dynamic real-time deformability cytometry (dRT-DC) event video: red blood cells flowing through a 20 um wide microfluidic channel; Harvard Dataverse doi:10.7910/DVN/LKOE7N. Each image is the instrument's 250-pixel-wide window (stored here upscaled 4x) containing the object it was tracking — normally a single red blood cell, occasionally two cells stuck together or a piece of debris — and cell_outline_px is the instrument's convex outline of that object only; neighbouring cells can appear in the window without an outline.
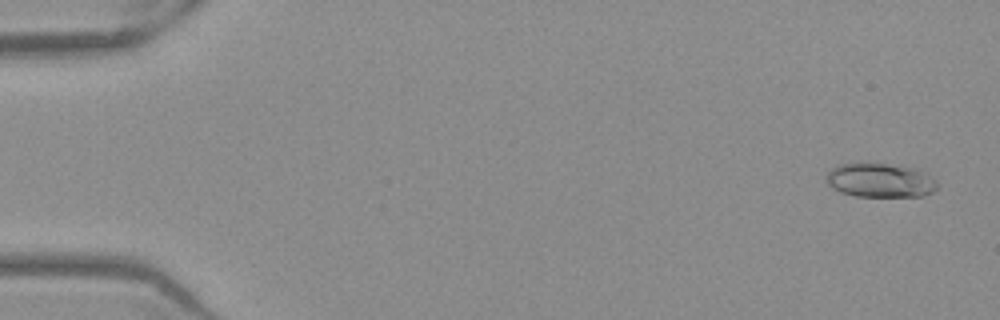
{"species": "Egyptian fruit bat (a non-hibernating species)", "species_latin": "Rousettus aegyptiacus", "temperature_condition": "warm", "stored_images_in_passage": 52, "camera_frame_rate_fps": 3000, "um_per_image_px": 0.085, "frame": {"image": 1, "passage_image": 2, "time_ms": 0.333, "image_size_px": [1000, 320], "cell_outline_px": [[936, 188], [932, 192], [924, 196], [856, 196], [840, 192], [832, 188], [824, 180], [828, 172], [836, 164], [860, 160], [920, 168], [936, 180]], "centroid_in_image_um": [74.76, 15.27], "position_along_channel_um": 10.2, "area_um2": 22.95}}
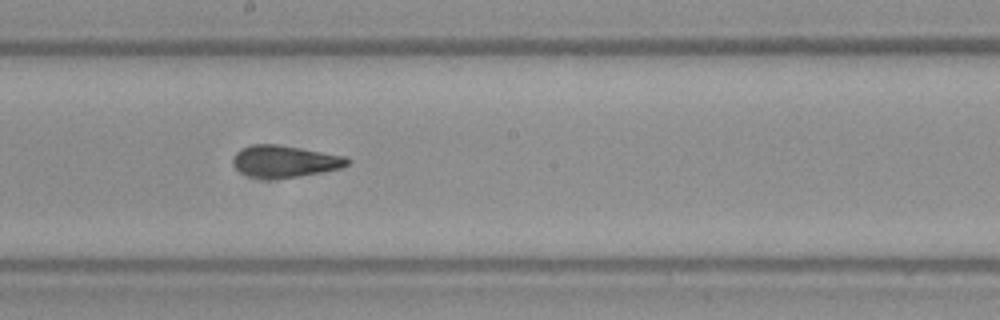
{"frame": {"image": 2, "passage_image": 29, "time_ms": 9.333, "image_size_px": [1000, 320], "cell_outline_px": [[352, 160], [344, 168], [300, 176], [248, 176], [240, 172], [232, 164], [232, 160], [236, 152], [244, 148], [256, 144], [280, 144], [348, 156]], "centroid_in_image_um": [24.29, 13.68], "position_along_channel_um": 223.9, "area_um2": 20.98}}
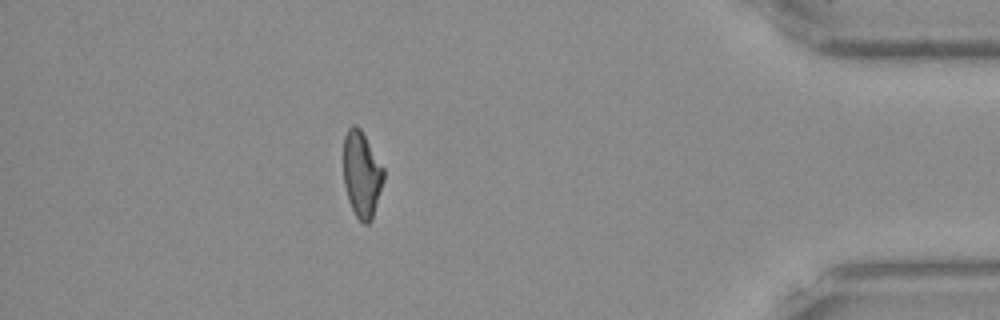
{"frame": {"image": 3, "passage_image": 46, "time_ms": 15.0, "image_size_px": [1000, 320], "cell_outline_px": [[384, 180], [372, 220], [368, 224], [364, 224], [356, 216], [348, 200], [344, 184], [344, 136], [348, 128], [352, 124], [356, 124], [360, 128], [384, 168]], "centroid_in_image_um": [30.75, 14.82], "position_along_channel_um": 404.4, "area_um2": 20.17}, "authors_computed_cell_mechanics": {"area_um2": 20.808, "velocity_mm_per_s": 3.9532, "shape_relaxation_time_tau1_ms": 5.0198, "shape_relaxation_time_tau2_ms": 1.527, "deformation_change_tau1": 0.1871, "deformation_change_tau2": 0.0874}}